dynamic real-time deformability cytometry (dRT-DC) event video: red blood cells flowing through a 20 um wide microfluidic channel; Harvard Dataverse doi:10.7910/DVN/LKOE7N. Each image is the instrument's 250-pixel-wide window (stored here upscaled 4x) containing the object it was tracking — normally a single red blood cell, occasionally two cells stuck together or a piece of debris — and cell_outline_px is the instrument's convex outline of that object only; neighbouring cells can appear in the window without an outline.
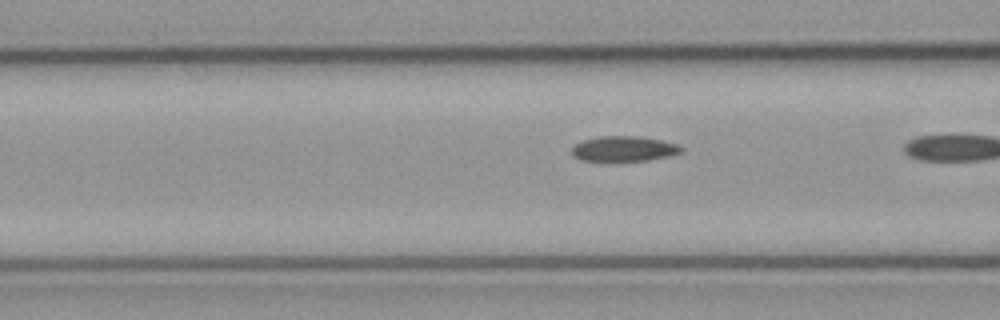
{"species": "common noctule bat (a hibernating species)", "species_latin": "Nyctalus noctula", "temperature_condition": "cold", "stored_images_in_passage": 15, "camera_frame_rate_fps": 3000, "um_per_image_px": 0.085, "animal": {"sex": "male", "body_mass_g": 23.1, "forearm_length_mm": 52.7}, "frame": {"image": 1, "passage_image": 14, "time_ms": 4.333, "image_size_px": [1000, 320], "cell_outline_px": [[684, 148], [680, 152], [668, 156], [648, 160], [616, 164], [608, 164], [580, 160], [572, 156], [572, 148], [580, 140], [600, 136], [640, 136], [660, 140], [676, 144]], "centroid_in_image_um": [52.93, 12.7], "position_along_channel_um": 113.7, "area_um2": 16.99}}